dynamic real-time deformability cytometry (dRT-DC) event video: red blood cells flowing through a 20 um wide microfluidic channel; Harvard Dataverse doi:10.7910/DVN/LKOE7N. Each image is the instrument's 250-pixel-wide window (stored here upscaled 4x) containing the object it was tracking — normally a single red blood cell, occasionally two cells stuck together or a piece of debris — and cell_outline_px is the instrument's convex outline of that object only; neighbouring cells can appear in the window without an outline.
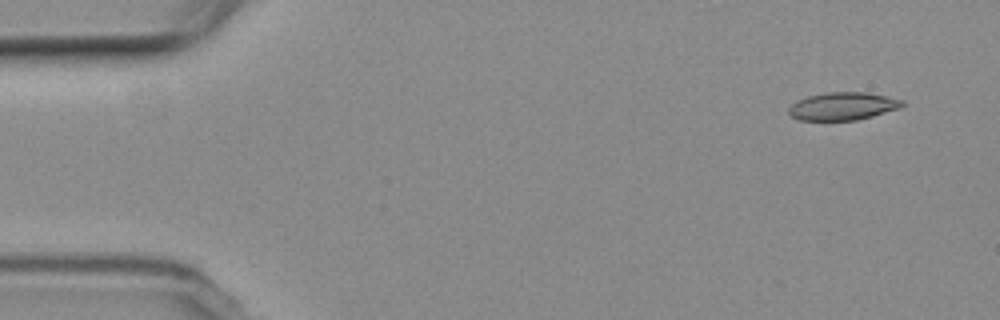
{"species": "common noctule bat (a hibernating species)", "species_latin": "Nyctalus noctula", "temperature_condition": "room temperature", "stored_images_in_passage": 9, "camera_frame_rate_fps": 3000, "um_per_image_px": 0.085, "animal": {"sex": "female", "body_mass_g": 19.3, "forearm_length_mm": 54.1}, "frame": {"image": 1, "passage_image": 1, "time_ms": 0.0, "image_size_px": [1000, 320], "cell_outline_px": [[904, 104], [900, 108], [872, 116], [856, 120], [800, 120], [792, 116], [788, 112], [788, 108], [796, 100], [808, 96], [828, 92], [868, 92], [904, 100]], "centroid_in_image_um": [71.64, 9.02], "position_along_channel_um": 13.4, "area_um2": 18.38}}
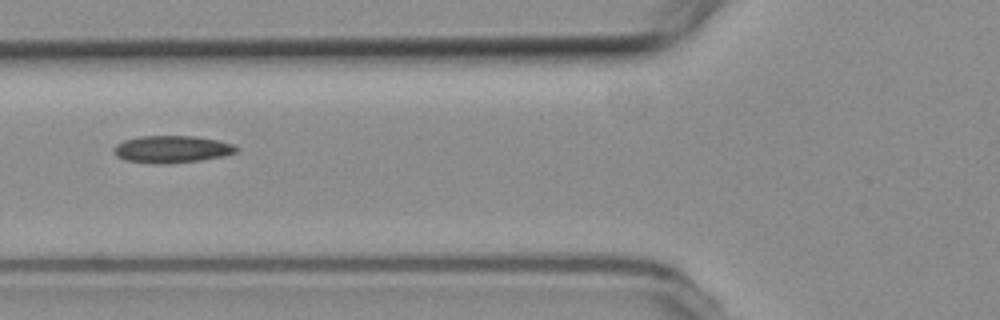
{"frame": {"image": 2, "passage_image": 6, "time_ms": 6.0, "image_size_px": [1000, 320], "cell_outline_px": [[240, 148], [236, 152], [224, 156], [200, 160], [168, 164], [156, 164], [124, 160], [116, 156], [112, 152], [112, 148], [116, 144], [124, 140], [140, 136], [196, 136], [220, 140], [232, 144]], "centroid_in_image_um": [14.59, 12.68], "position_along_channel_um": 111.2, "area_um2": 19.71}}
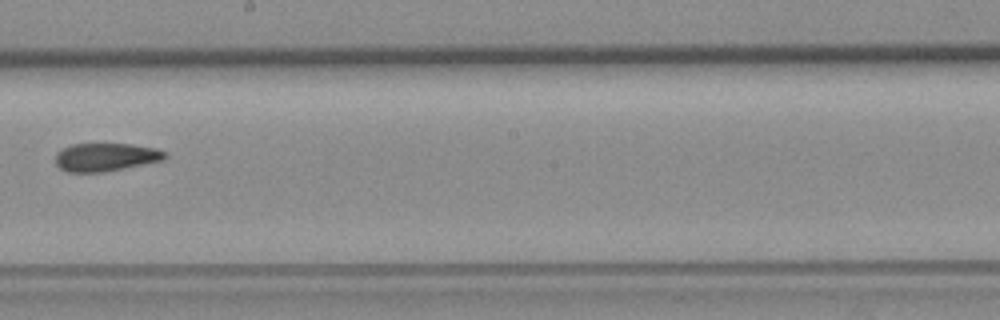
{"frame": {"image": 3, "passage_image": 9, "time_ms": 9.667, "image_size_px": [1000, 320], "cell_outline_px": [[168, 156], [164, 160], [104, 172], [68, 172], [60, 168], [56, 164], [56, 152], [72, 144], [132, 144], [156, 148], [168, 152]], "centroid_in_image_um": [9.02, 13.35], "position_along_channel_um": 239.2, "area_um2": 18.03}}